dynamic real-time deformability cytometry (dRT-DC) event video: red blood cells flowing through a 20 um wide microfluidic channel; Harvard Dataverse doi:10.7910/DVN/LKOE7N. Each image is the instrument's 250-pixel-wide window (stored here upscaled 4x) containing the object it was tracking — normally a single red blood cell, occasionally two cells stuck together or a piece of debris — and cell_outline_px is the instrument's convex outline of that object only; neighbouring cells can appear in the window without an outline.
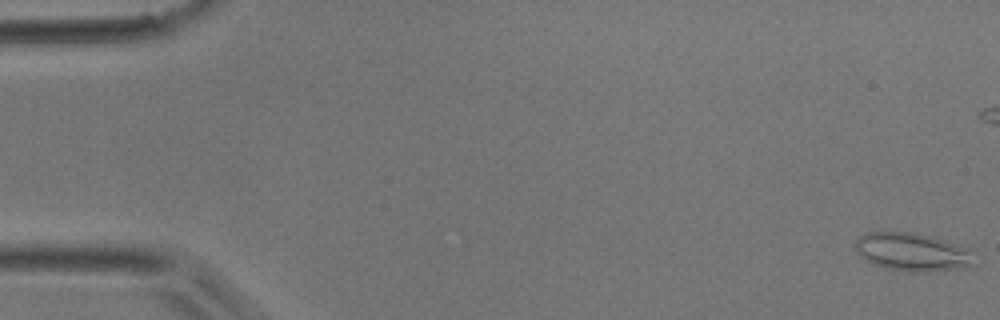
{"species": "common noctule bat (a hibernating species)", "species_latin": "Nyctalus noctula", "temperature_condition": "room temperature", "stored_images_in_passage": 10, "camera_frame_rate_fps": 3000, "um_per_image_px": 0.085, "animal": {"sex": "male", "body_mass_g": 17.9}, "frame": {"image": 1, "passage_image": 1, "time_ms": 0.0, "image_size_px": [1000, 320], "cell_outline_px": [[976, 264], [968, 268], [924, 272], [912, 272], [888, 268], [872, 264], [860, 256], [856, 252], [856, 236], [868, 232], [912, 232], [944, 240], [968, 248]], "centroid_in_image_um": [77.54, 21.43], "position_along_channel_um": 7.5, "area_um2": 26.53}}